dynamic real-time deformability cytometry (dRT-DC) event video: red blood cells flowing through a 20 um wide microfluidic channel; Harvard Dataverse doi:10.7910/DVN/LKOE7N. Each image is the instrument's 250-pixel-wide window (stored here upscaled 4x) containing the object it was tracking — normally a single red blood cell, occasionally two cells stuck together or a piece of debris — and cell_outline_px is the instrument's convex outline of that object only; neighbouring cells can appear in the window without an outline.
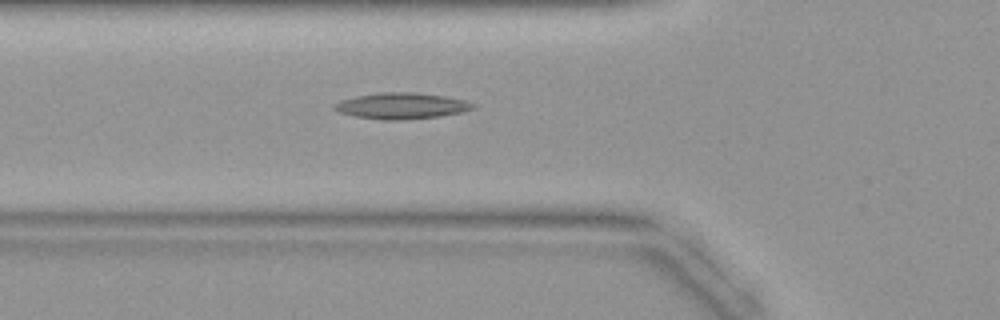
{"species": "common noctule bat (a hibernating species)", "species_latin": "Nyctalus noctula", "temperature_condition": "warm", "stored_images_in_passage": 43, "camera_frame_rate_fps": 3000, "um_per_image_px": 0.085, "animal": {"sex": "female", "body_mass_g": 19.9}, "frame": {"image": 1, "passage_image": 15, "time_ms": 4.667, "image_size_px": [1000, 320], "cell_outline_px": [[476, 108], [464, 112], [440, 116], [400, 120], [380, 120], [356, 116], [340, 112], [332, 108], [332, 104], [340, 100], [356, 96], [380, 92], [416, 92], [444, 96], [464, 100], [476, 104]], "centroid_in_image_um": [34.14, 8.99], "position_along_channel_um": 91.7, "area_um2": 21.27}}
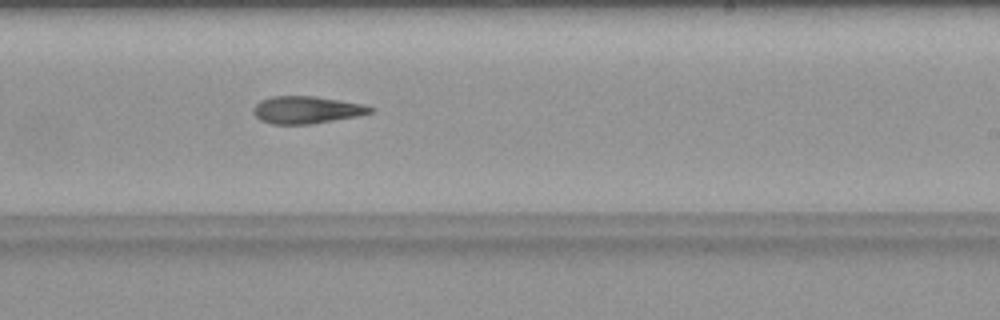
{"frame": {"image": 2, "passage_image": 26, "time_ms": 8.333, "image_size_px": [1000, 320], "cell_outline_px": [[376, 112], [360, 116], [312, 124], [272, 124], [260, 120], [252, 112], [252, 108], [260, 100], [272, 96], [312, 96], [340, 100], [364, 104], [376, 108]], "centroid_in_image_um": [26.11, 9.34], "position_along_channel_um": 262.9, "area_um2": 18.96}}
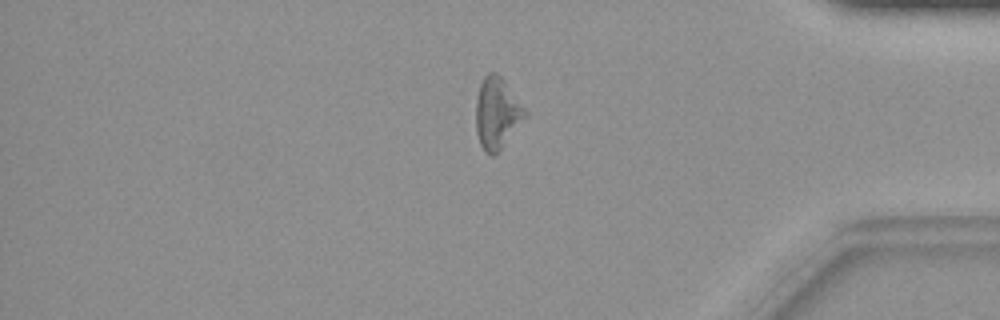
{"frame": {"image": 3, "passage_image": 36, "time_ms": 11.667, "image_size_px": [1000, 320], "cell_outline_px": [[528, 116], [500, 148], [492, 156], [484, 152], [480, 144], [476, 132], [476, 100], [480, 84], [484, 76], [488, 72], [496, 72], [504, 80], [528, 112]], "centroid_in_image_um": [42.24, 9.6], "position_along_channel_um": 393.0, "area_um2": 20.35}}